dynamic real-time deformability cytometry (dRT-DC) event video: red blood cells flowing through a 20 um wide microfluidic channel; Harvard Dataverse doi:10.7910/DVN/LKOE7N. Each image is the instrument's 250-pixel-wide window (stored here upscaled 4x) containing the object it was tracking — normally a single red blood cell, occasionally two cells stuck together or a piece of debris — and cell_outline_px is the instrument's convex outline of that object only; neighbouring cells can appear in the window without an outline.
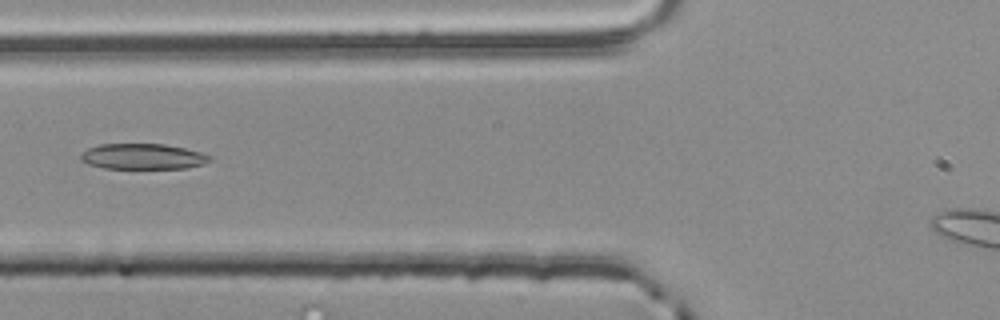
{"species": "common noctule bat (a hibernating species)", "species_latin": "Nyctalus noctula", "temperature_condition": "room temperature", "stored_images_in_passage": 6, "camera_frame_rate_fps": 3000, "um_per_image_px": 0.085, "animal": {"sex": "male", "body_mass_g": 20.4}, "frame": {"image": 1, "passage_image": 6, "time_ms": 1.667, "image_size_px": [1000, 320], "cell_outline_px": [[212, 160], [204, 164], [188, 168], [104, 168], [88, 164], [80, 160], [80, 156], [88, 148], [100, 144], [164, 144], [184, 148], [200, 152], [212, 156]], "centroid_in_image_um": [12.16, 13.3], "position_along_channel_um": 113.6, "area_um2": 19.25}}